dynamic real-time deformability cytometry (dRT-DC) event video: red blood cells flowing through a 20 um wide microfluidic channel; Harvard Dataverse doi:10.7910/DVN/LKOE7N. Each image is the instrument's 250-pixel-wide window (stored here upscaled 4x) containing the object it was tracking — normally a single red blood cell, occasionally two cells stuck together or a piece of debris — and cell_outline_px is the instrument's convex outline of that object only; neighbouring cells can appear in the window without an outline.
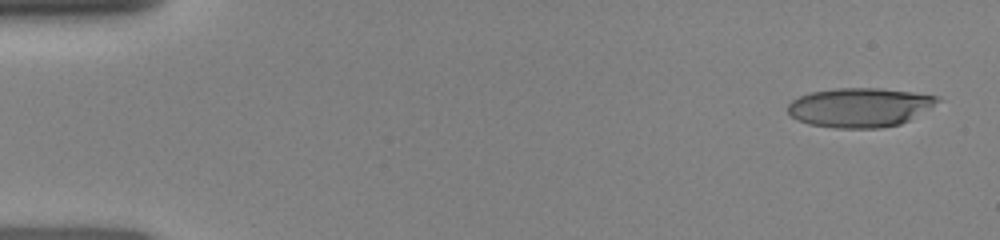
{"species": "human", "species_latin": "Homo sapiens", "temperature_condition": "room temperature", "stored_images_in_passage": 7, "camera_frame_rate_fps": 3000, "um_per_image_px": 0.085, "donor": {"sex": "female"}, "frame": {"image": 1, "passage_image": 1, "time_ms": 0.0, "image_size_px": [1000, 240], "cell_outline_px": [[940, 100], [908, 120], [900, 124], [880, 128], [836, 128], [808, 124], [792, 116], [788, 112], [788, 104], [792, 100], [800, 96], [812, 92], [836, 88], [880, 88], [912, 92], [940, 96]], "centroid_in_image_um": [73.05, 9.12], "position_along_channel_um": 11.9, "area_um2": 33.87}}